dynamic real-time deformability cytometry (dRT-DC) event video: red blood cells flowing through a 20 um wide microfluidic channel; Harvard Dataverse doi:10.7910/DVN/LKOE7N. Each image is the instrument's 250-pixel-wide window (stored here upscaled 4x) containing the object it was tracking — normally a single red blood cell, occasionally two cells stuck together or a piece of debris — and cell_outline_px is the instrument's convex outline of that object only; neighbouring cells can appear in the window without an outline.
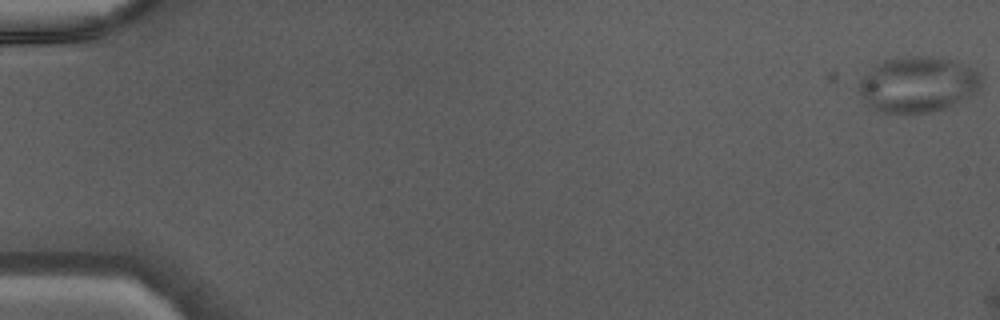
{"species": "Egyptian fruit bat (a non-hibernating species)", "species_latin": "Rousettus aegyptiacus", "temperature_condition": "warm", "stored_images_in_passage": 8, "segment_of_instrument_passage": [1, 2], "camera_frame_rate_fps": 3000, "um_per_image_px": 0.085, "animal": {"sex": "male"}, "frame": {"image": 1, "passage_image": 1, "time_ms": 0.0, "image_size_px": [1000, 320], "cell_outline_px": [[980, 88], [976, 92], [944, 108], [932, 112], [880, 112], [868, 108], [860, 96], [856, 88], [856, 84], [876, 64], [884, 60], [900, 56], [932, 56], [952, 60], [972, 68], [980, 76]], "centroid_in_image_um": [77.93, 7.17], "position_along_channel_um": 7.1, "area_um2": 39.71}}